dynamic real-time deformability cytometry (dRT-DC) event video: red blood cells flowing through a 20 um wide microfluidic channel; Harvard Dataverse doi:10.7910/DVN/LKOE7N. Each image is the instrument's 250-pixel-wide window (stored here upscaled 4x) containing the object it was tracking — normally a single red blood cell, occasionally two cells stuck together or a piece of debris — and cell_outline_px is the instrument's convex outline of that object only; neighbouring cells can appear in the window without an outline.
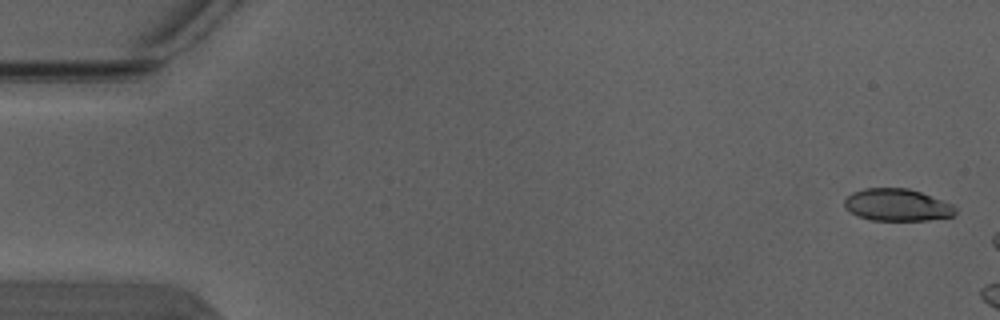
{"species": "Egyptian fruit bat (a non-hibernating species)", "species_latin": "Rousettus aegyptiacus", "temperature_condition": "warm", "stored_images_in_passage": 4, "camera_frame_rate_fps": 3000, "um_per_image_px": 0.085, "animal": {"sex": "male"}, "frame": {"image": 1, "passage_image": 1, "time_ms": 0.0, "image_size_px": [1000, 320], "cell_outline_px": [[956, 212], [952, 216], [928, 220], [872, 220], [856, 216], [848, 212], [844, 208], [844, 200], [852, 192], [864, 188], [908, 188], [920, 192], [952, 204], [956, 208]], "centroid_in_image_um": [76.2, 17.42], "position_along_channel_um": 8.8, "area_um2": 20.87}}
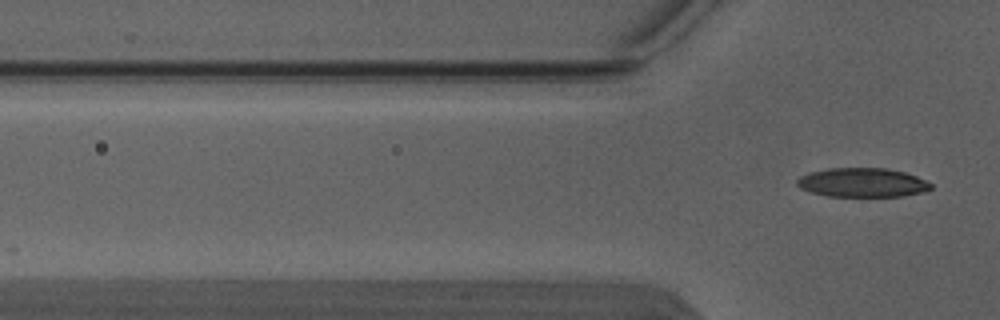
{"frame": {"image": 2, "passage_image": 4, "time_ms": 1.0, "image_size_px": [1000, 320], "cell_outline_px": [[932, 188], [924, 192], [900, 196], [828, 196], [812, 192], [800, 188], [796, 184], [796, 180], [800, 176], [808, 172], [828, 168], [888, 168], [904, 172], [916, 176], [932, 184]], "centroid_in_image_um": [73.28, 15.51], "position_along_channel_um": 52.5, "area_um2": 22.72}}